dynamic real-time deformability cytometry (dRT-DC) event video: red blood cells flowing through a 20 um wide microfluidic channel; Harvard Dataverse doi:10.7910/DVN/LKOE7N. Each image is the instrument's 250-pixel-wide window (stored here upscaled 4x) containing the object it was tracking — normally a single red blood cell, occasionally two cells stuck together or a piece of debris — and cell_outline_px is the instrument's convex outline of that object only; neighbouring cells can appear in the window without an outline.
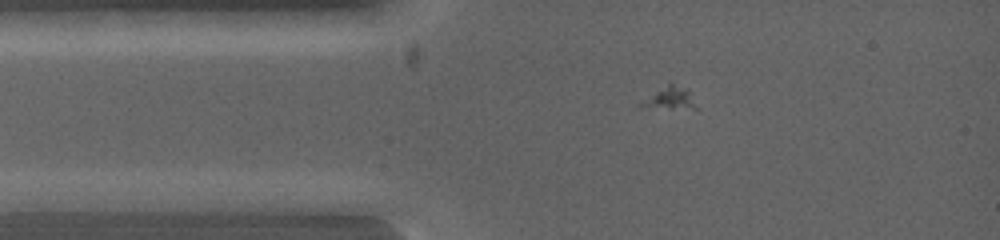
{"species": "common noctule bat (a hibernating species)", "species_latin": "Nyctalus noctula", "temperature_condition": "warm", "stored_images_in_passage": 3, "segment_of_instrument_passage": [1, 2], "camera_frame_rate_fps": 5000, "um_per_image_px": 0.085, "animal": {"sex": "female", "body_mass_g": 19.0, "forearm_length_mm": 53.3}, "frame": {"image": 1, "passage_image": 1, "time_ms": 0.0, "image_size_px": [1000, 240], "cell_outline_px": [[308, 216], [300, 216], [152, 212], [136, 200], [148, 192], [288, 192], [308, 200]], "centroid_in_image_um": [19.26, 17.27], "position_along_channel_um": 65.7, "area_um2": 25.61}}